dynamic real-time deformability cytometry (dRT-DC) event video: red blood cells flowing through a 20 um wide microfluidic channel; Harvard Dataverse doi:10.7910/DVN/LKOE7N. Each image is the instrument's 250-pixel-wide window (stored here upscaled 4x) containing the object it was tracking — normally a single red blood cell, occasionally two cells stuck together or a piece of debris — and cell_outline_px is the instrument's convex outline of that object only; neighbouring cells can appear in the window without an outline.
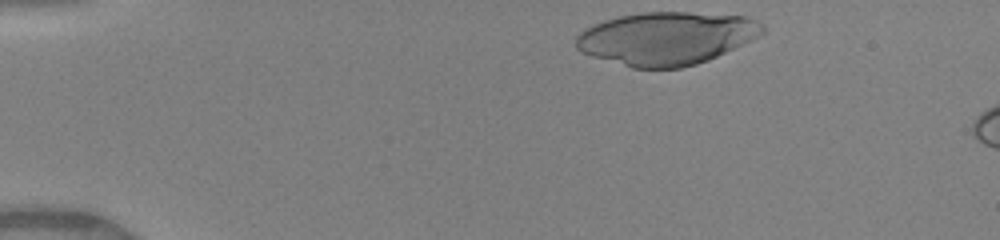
{"species": "human", "species_latin": "Homo sapiens", "temperature_condition": "warm", "stored_images_in_passage": 7, "camera_frame_rate_fps": 3000, "um_per_image_px": 0.085, "donor": {"sex": "female"}, "frame": {"image": 1, "passage_image": 1, "time_ms": 0.0, "image_size_px": [1000, 240], "cell_outline_px": [[768, 28], [760, 36], [752, 40], [708, 60], [696, 64], [680, 68], [632, 68], [592, 56], [580, 52], [576, 48], [576, 36], [580, 32], [604, 20], [620, 16], [640, 12], [688, 12], [744, 16], [756, 20], [764, 24]], "centroid_in_image_um": [56.67, 3.25], "position_along_channel_um": 28.3, "area_um2": 57.57}}